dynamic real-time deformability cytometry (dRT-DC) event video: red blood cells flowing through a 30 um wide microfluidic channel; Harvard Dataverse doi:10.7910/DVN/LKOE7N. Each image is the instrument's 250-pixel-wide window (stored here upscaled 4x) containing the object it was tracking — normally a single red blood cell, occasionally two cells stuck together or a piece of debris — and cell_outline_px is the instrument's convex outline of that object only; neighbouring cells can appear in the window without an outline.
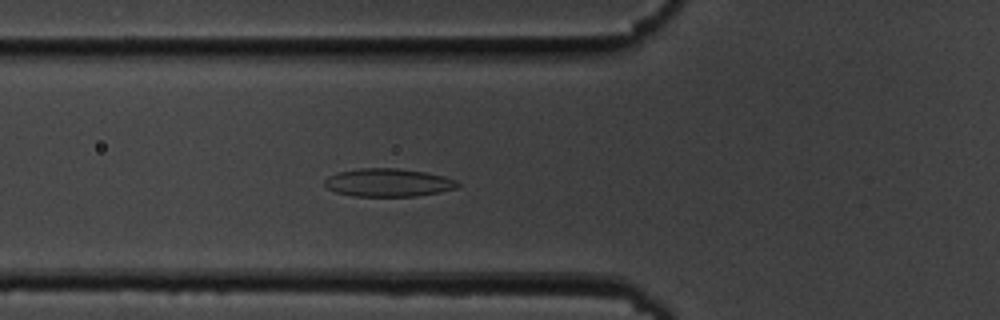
{"species": "common noctule bat (a hibernating species)", "species_latin": "Nyctalus noctula", "temperature_condition": "cold", "stored_images_in_passage": 56, "camera_frame_rate_fps": 3000, "um_per_image_px": 0.085, "animal": {"sex": "male", "body_mass_g": 19.5, "forearm_length_mm": 54.6}, "frame": {"image": 1, "passage_image": 20, "time_ms": 6.333, "image_size_px": [1000, 320], "cell_outline_px": [[460, 188], [440, 192], [416, 196], [352, 196], [336, 192], [328, 188], [324, 184], [324, 180], [328, 176], [336, 172], [360, 168], [396, 168], [424, 172], [444, 176], [456, 180], [460, 184]], "centroid_in_image_um": [33.01, 15.52], "position_along_channel_um": 92.8, "area_um2": 21.91}}
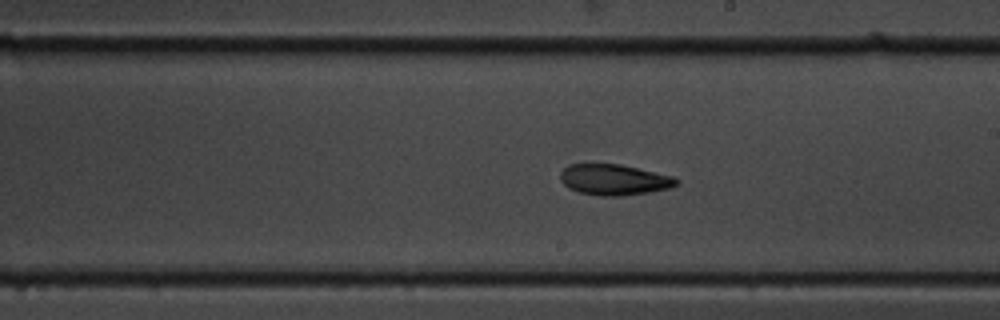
{"frame": {"image": 2, "passage_image": 32, "time_ms": 10.333, "image_size_px": [1000, 320], "cell_outline_px": [[680, 184], [668, 188], [648, 192], [620, 196], [596, 196], [580, 192], [568, 188], [560, 180], [560, 172], [568, 164], [620, 164], [672, 176], [680, 180]], "centroid_in_image_um": [52.18, 15.28], "position_along_channel_um": 236.8, "area_um2": 20.87}}
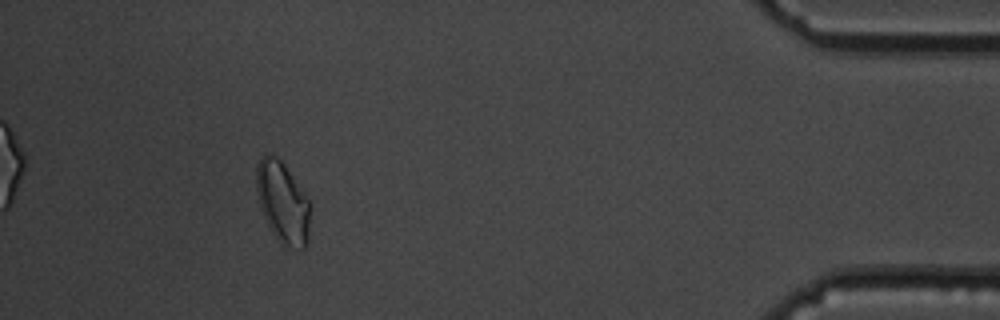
{"frame": {"image": 3, "passage_image": 51, "time_ms": 16.667, "image_size_px": [1000, 320], "cell_outline_px": [[308, 244], [304, 248], [284, 248], [280, 244], [272, 232], [260, 208], [256, 188], [256, 168], [260, 160], [264, 156], [272, 152], [284, 164], [308, 200]], "centroid_in_image_um": [24.0, 17.24], "position_along_channel_um": 411.2, "area_um2": 25.14}, "authors_computed_cell_mechanics": {"area_um2": 21.8484, "velocity_mm_per_s": 3.6002, "shape_relaxation_time_tau1_ms": 3.2544, "shape_relaxation_time_tau2_ms": 5.0071, "deformation_change_tau1": 0.0943, "deformation_change_tau2": 0.1047}}